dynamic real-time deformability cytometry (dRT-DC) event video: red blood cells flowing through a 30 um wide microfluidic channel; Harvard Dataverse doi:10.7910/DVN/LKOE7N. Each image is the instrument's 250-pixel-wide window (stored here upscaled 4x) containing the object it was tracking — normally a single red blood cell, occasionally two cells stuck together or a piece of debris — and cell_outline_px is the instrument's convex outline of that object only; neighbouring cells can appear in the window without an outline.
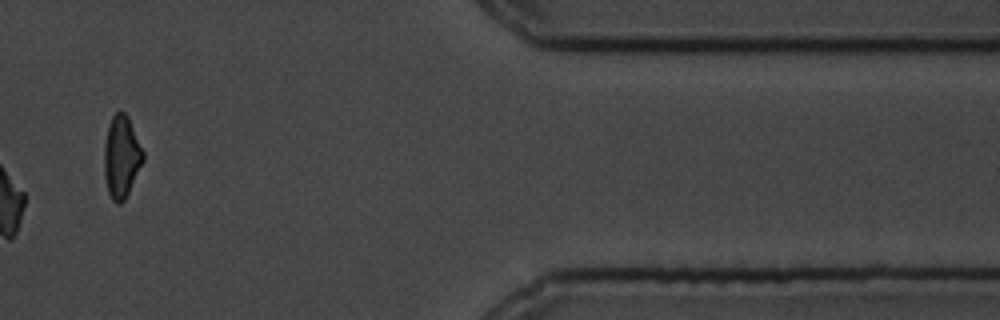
{"species": "common noctule bat (a hibernating species)", "species_latin": "Nyctalus noctula", "temperature_condition": "cold", "stored_images_in_passage": 15, "camera_frame_rate_fps": 3000, "um_per_image_px": 0.085, "animal": {"sex": "male", "body_mass_g": 19.5, "forearm_length_mm": 54.6}, "frame": {"image": 1, "passage_image": 13, "time_ms": 16.667, "image_size_px": [1000, 320], "cell_outline_px": [[144, 160], [124, 200], [120, 204], [116, 204], [112, 200], [108, 192], [104, 176], [104, 144], [108, 124], [112, 116], [116, 112], [124, 112], [128, 116], [144, 152]], "centroid_in_image_um": [10.31, 13.32], "position_along_channel_um": 401.1, "area_um2": 18.67}, "authors_computed_cell_mechanics": {"area_um2": 19.7676, "velocity_mm_per_s": 3.5749, "shape_relaxation_time_tau1_ms": 2.1328, "shape_relaxation_time_tau2_ms": null, "deformation_change_tau1": 0.0947, "deformation_change_tau2": null}}